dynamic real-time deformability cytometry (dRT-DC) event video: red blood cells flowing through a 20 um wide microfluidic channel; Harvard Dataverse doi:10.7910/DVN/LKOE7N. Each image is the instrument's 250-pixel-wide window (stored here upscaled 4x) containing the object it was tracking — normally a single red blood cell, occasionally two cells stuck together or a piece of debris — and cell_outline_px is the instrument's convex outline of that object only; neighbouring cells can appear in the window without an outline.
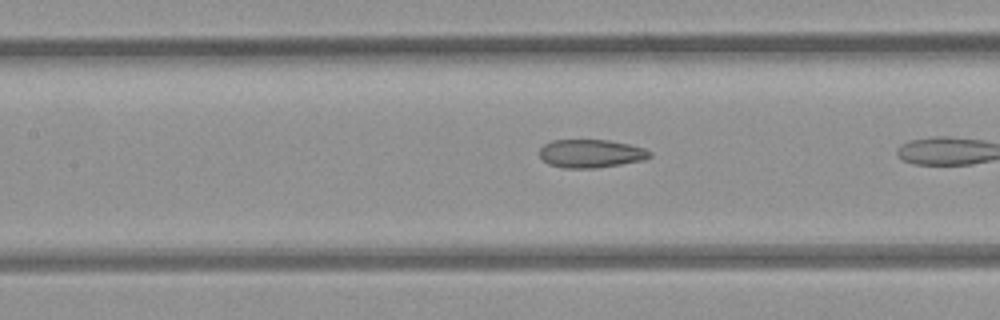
{"species": "common noctule bat (a hibernating species)", "species_latin": "Nyctalus noctula", "temperature_condition": "room temperature", "stored_images_in_passage": 25, "camera_frame_rate_fps": 3000, "um_per_image_px": 0.085, "animal": {"sex": "female", "body_mass_g": 21.9}, "frame": {"image": 1, "passage_image": 18, "time_ms": 5.667, "image_size_px": [1000, 320], "cell_outline_px": [[652, 156], [644, 160], [596, 168], [564, 168], [548, 164], [540, 156], [540, 148], [544, 144], [552, 140], [608, 140], [628, 144], [644, 148], [652, 152]], "centroid_in_image_um": [50.23, 13.05], "position_along_channel_um": 157.2, "area_um2": 18.15}}